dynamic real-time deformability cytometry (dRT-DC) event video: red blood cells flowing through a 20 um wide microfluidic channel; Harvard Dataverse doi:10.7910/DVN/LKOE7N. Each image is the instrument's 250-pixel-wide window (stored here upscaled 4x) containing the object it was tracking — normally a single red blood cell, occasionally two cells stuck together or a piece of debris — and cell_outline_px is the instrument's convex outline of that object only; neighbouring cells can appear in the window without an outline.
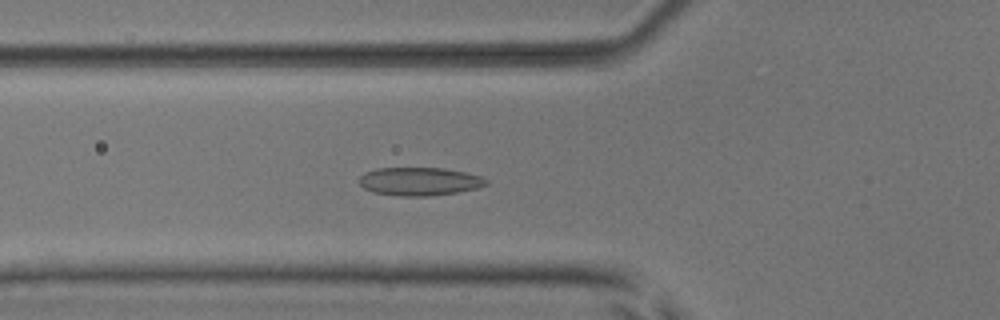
{"species": "common noctule bat (a hibernating species)", "species_latin": "Nyctalus noctula", "temperature_condition": "room temperature", "stored_images_in_passage": 53, "camera_frame_rate_fps": 3000, "um_per_image_px": 0.085, "animal": {"sex": "male", "body_mass_g": 17.9, "forearm_length_mm": 54.2}, "frame": {"image": 1, "passage_image": 20, "time_ms": 6.333, "image_size_px": [1000, 320], "cell_outline_px": [[488, 184], [476, 188], [456, 192], [428, 196], [400, 196], [372, 192], [364, 188], [356, 180], [364, 172], [376, 168], [444, 168], [484, 176], [488, 180]], "centroid_in_image_um": [35.63, 15.41], "position_along_channel_um": 90.2, "area_um2": 21.04}}
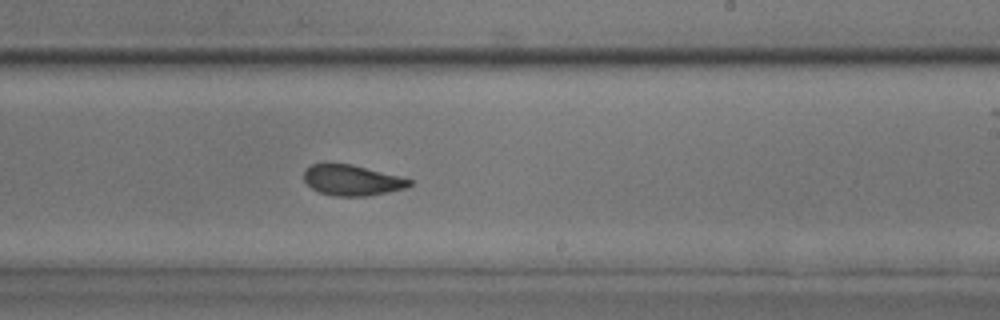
{"frame": {"image": 2, "passage_image": 33, "time_ms": 10.667, "image_size_px": [1000, 320], "cell_outline_px": [[412, 184], [408, 188], [368, 196], [336, 196], [320, 192], [312, 188], [304, 180], [304, 168], [312, 164], [324, 160], [352, 164], [400, 176], [412, 180]], "centroid_in_image_um": [29.89, 15.28], "position_along_channel_um": 259.1, "area_um2": 19.42}}
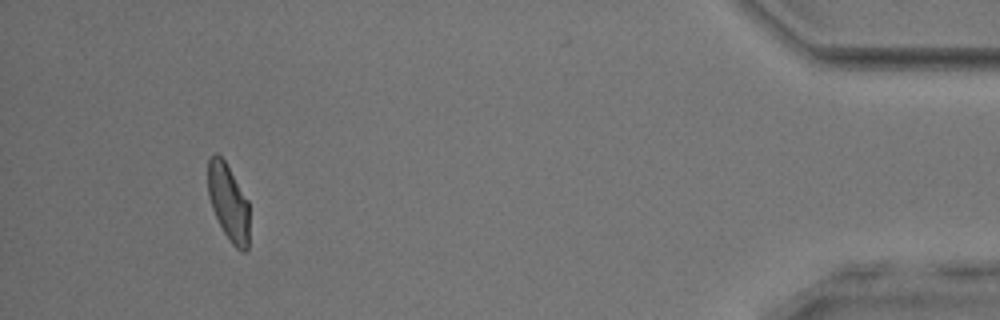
{"frame": {"image": 3, "passage_image": 50, "time_ms": 16.333, "image_size_px": [1000, 320], "cell_outline_px": [[248, 248], [244, 252], [240, 252], [228, 240], [212, 208], [208, 196], [208, 160], [216, 152], [224, 160], [248, 200]], "centroid_in_image_um": [19.41, 17.22], "position_along_channel_um": 415.8, "area_um2": 18.32}, "authors_computed_cell_mechanics": {"area_um2": 20.1722, "velocity_mm_per_s": 3.918, "shape_relaxation_time_tau1_ms": 4.5998, "shape_relaxation_time_tau2_ms": 1.3896, "deformation_change_tau1": 0.1311, "deformation_change_tau2": 0.0729}}